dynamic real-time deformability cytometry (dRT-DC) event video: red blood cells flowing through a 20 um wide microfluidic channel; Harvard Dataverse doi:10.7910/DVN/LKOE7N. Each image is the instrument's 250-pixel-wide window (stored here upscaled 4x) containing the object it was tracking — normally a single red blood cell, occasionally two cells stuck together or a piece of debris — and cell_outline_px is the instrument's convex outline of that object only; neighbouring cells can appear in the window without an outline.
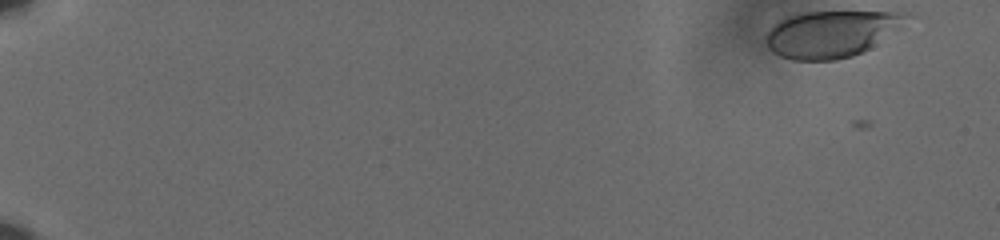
{"species": "human", "species_latin": "Homo sapiens", "temperature_condition": "cold", "stored_images_in_passage": 52, "camera_frame_rate_fps": 3000, "um_per_image_px": 0.085, "donor": {"sex": "male"}, "frame": {"image": 1, "passage_image": 1, "time_ms": 0.0, "image_size_px": [1000, 240], "cell_outline_px": [[900, 16], [868, 48], [852, 56], [836, 60], [792, 60], [780, 56], [772, 52], [768, 48], [768, 32], [772, 24], [776, 20], [800, 12], [900, 12]], "centroid_in_image_um": [70.32, 2.9], "position_along_channel_um": 14.7, "area_um2": 35.89}}
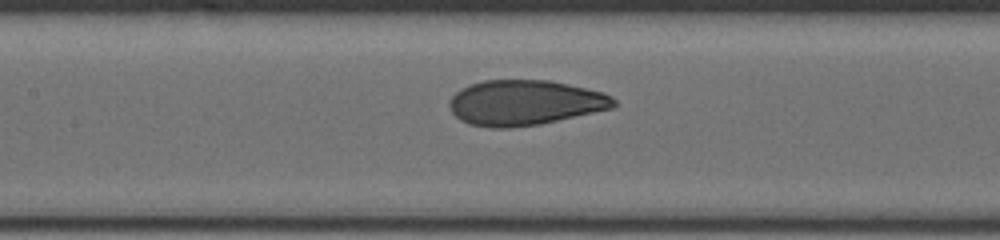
{"frame": {"image": 2, "passage_image": 29, "time_ms": 9.333, "image_size_px": [1000, 240], "cell_outline_px": [[616, 104], [612, 108], [540, 124], [512, 128], [488, 128], [468, 124], [460, 120], [452, 112], [448, 104], [452, 96], [460, 88], [468, 84], [484, 80], [548, 80], [568, 84], [604, 92], [612, 96], [616, 100]], "centroid_in_image_um": [44.58, 8.73], "position_along_channel_um": 162.8, "area_um2": 43.52}}
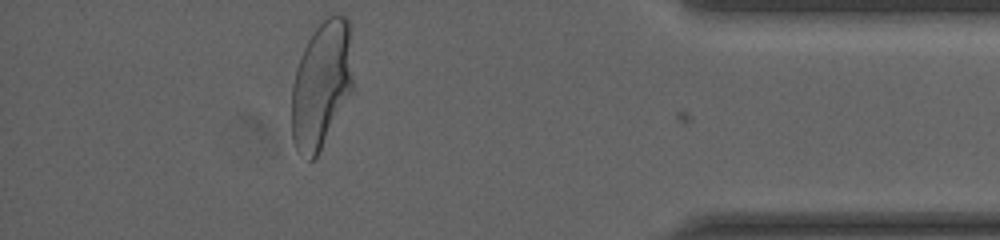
{"frame": {"image": 3, "passage_image": 52, "time_ms": 17.0, "image_size_px": [1000, 240], "cell_outline_px": [[352, 92], [316, 156], [312, 160], [308, 160], [296, 148], [292, 140], [292, 84], [296, 68], [304, 48], [308, 40], [316, 28], [328, 16], [336, 12], [344, 16], [348, 20], [352, 76]], "centroid_in_image_um": [27.3, 7.19], "position_along_channel_um": 407.9, "area_um2": 44.74}, "authors_computed_cell_mechanics": {"area_um2": 42.9743, "velocity_mm_per_s": 3.6104, "shape_relaxation_time_tau1_ms": 4.2959, "shape_relaxation_time_tau2_ms": null, "deformation_change_tau1": 0.1778, "deformation_change_tau2": null}}